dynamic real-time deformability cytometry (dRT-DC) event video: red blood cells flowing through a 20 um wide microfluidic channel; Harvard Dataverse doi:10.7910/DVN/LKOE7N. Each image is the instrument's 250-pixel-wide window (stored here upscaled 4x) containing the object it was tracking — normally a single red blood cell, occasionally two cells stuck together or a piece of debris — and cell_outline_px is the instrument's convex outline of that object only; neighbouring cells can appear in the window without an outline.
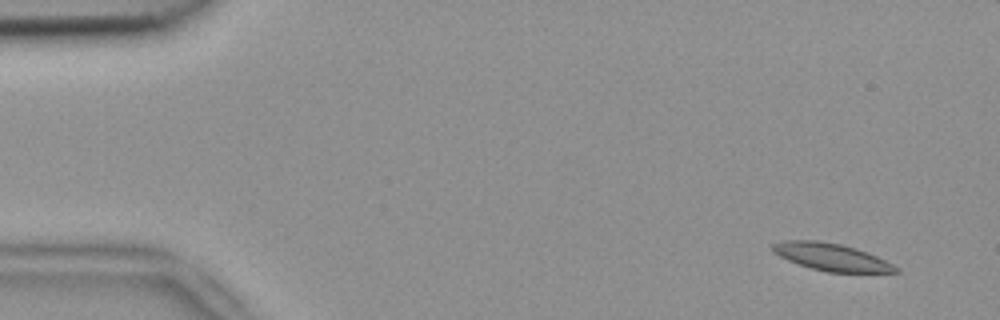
{"species": "common noctule bat (a hibernating species)", "species_latin": "Nyctalus noctula", "temperature_condition": "room temperature", "stored_images_in_passage": 6, "camera_frame_rate_fps": 3000, "um_per_image_px": 0.085, "animal": {"sex": "female", "body_mass_g": 18.4}, "frame": {"image": 1, "passage_image": 1, "time_ms": 0.0, "image_size_px": [1000, 320], "cell_outline_px": [[900, 272], [828, 272], [812, 268], [788, 260], [772, 252], [772, 244], [784, 240], [816, 240], [840, 244], [856, 248], [868, 252], [900, 268]], "centroid_in_image_um": [70.67, 21.84], "position_along_channel_um": 14.3, "area_um2": 19.42}}